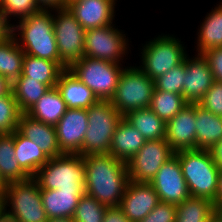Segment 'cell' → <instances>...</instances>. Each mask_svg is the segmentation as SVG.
Here are the masks:
<instances>
[{
	"mask_svg": "<svg viewBox=\"0 0 222 222\" xmlns=\"http://www.w3.org/2000/svg\"><path fill=\"white\" fill-rule=\"evenodd\" d=\"M56 88L68 109H88L98 101L92 90L72 75L68 69L60 74Z\"/></svg>",
	"mask_w": 222,
	"mask_h": 222,
	"instance_id": "obj_20",
	"label": "cell"
},
{
	"mask_svg": "<svg viewBox=\"0 0 222 222\" xmlns=\"http://www.w3.org/2000/svg\"><path fill=\"white\" fill-rule=\"evenodd\" d=\"M17 130L35 143L49 158L64 155L58 144L55 126L21 113Z\"/></svg>",
	"mask_w": 222,
	"mask_h": 222,
	"instance_id": "obj_19",
	"label": "cell"
},
{
	"mask_svg": "<svg viewBox=\"0 0 222 222\" xmlns=\"http://www.w3.org/2000/svg\"><path fill=\"white\" fill-rule=\"evenodd\" d=\"M174 155L175 151L165 139L146 140L127 163L129 179L137 183H150L160 167Z\"/></svg>",
	"mask_w": 222,
	"mask_h": 222,
	"instance_id": "obj_12",
	"label": "cell"
},
{
	"mask_svg": "<svg viewBox=\"0 0 222 222\" xmlns=\"http://www.w3.org/2000/svg\"><path fill=\"white\" fill-rule=\"evenodd\" d=\"M40 189L85 191L84 159L79 154L50 158L33 177Z\"/></svg>",
	"mask_w": 222,
	"mask_h": 222,
	"instance_id": "obj_5",
	"label": "cell"
},
{
	"mask_svg": "<svg viewBox=\"0 0 222 222\" xmlns=\"http://www.w3.org/2000/svg\"><path fill=\"white\" fill-rule=\"evenodd\" d=\"M116 0H78L67 8L87 31L113 24Z\"/></svg>",
	"mask_w": 222,
	"mask_h": 222,
	"instance_id": "obj_18",
	"label": "cell"
},
{
	"mask_svg": "<svg viewBox=\"0 0 222 222\" xmlns=\"http://www.w3.org/2000/svg\"><path fill=\"white\" fill-rule=\"evenodd\" d=\"M10 33V27L4 22L0 14V41Z\"/></svg>",
	"mask_w": 222,
	"mask_h": 222,
	"instance_id": "obj_45",
	"label": "cell"
},
{
	"mask_svg": "<svg viewBox=\"0 0 222 222\" xmlns=\"http://www.w3.org/2000/svg\"><path fill=\"white\" fill-rule=\"evenodd\" d=\"M107 206L84 193L78 201L73 219L75 222H103Z\"/></svg>",
	"mask_w": 222,
	"mask_h": 222,
	"instance_id": "obj_34",
	"label": "cell"
},
{
	"mask_svg": "<svg viewBox=\"0 0 222 222\" xmlns=\"http://www.w3.org/2000/svg\"><path fill=\"white\" fill-rule=\"evenodd\" d=\"M121 64L83 56L67 69L92 90L98 100L113 97L123 68Z\"/></svg>",
	"mask_w": 222,
	"mask_h": 222,
	"instance_id": "obj_7",
	"label": "cell"
},
{
	"mask_svg": "<svg viewBox=\"0 0 222 222\" xmlns=\"http://www.w3.org/2000/svg\"><path fill=\"white\" fill-rule=\"evenodd\" d=\"M196 149L209 150L222 139V117L195 104Z\"/></svg>",
	"mask_w": 222,
	"mask_h": 222,
	"instance_id": "obj_23",
	"label": "cell"
},
{
	"mask_svg": "<svg viewBox=\"0 0 222 222\" xmlns=\"http://www.w3.org/2000/svg\"><path fill=\"white\" fill-rule=\"evenodd\" d=\"M176 222H208L216 212L212 201L190 196L179 205H176Z\"/></svg>",
	"mask_w": 222,
	"mask_h": 222,
	"instance_id": "obj_32",
	"label": "cell"
},
{
	"mask_svg": "<svg viewBox=\"0 0 222 222\" xmlns=\"http://www.w3.org/2000/svg\"><path fill=\"white\" fill-rule=\"evenodd\" d=\"M38 6L42 10H55L60 8H66L65 0H36Z\"/></svg>",
	"mask_w": 222,
	"mask_h": 222,
	"instance_id": "obj_42",
	"label": "cell"
},
{
	"mask_svg": "<svg viewBox=\"0 0 222 222\" xmlns=\"http://www.w3.org/2000/svg\"><path fill=\"white\" fill-rule=\"evenodd\" d=\"M0 218L3 220V222H23L9 215H6L3 211L1 212Z\"/></svg>",
	"mask_w": 222,
	"mask_h": 222,
	"instance_id": "obj_47",
	"label": "cell"
},
{
	"mask_svg": "<svg viewBox=\"0 0 222 222\" xmlns=\"http://www.w3.org/2000/svg\"><path fill=\"white\" fill-rule=\"evenodd\" d=\"M20 115L13 92L0 96V134L17 130Z\"/></svg>",
	"mask_w": 222,
	"mask_h": 222,
	"instance_id": "obj_36",
	"label": "cell"
},
{
	"mask_svg": "<svg viewBox=\"0 0 222 222\" xmlns=\"http://www.w3.org/2000/svg\"><path fill=\"white\" fill-rule=\"evenodd\" d=\"M186 74V58L183 63L170 69L154 80V87L164 92L183 94L184 75Z\"/></svg>",
	"mask_w": 222,
	"mask_h": 222,
	"instance_id": "obj_37",
	"label": "cell"
},
{
	"mask_svg": "<svg viewBox=\"0 0 222 222\" xmlns=\"http://www.w3.org/2000/svg\"><path fill=\"white\" fill-rule=\"evenodd\" d=\"M208 222H222V219L215 212L214 215L208 220Z\"/></svg>",
	"mask_w": 222,
	"mask_h": 222,
	"instance_id": "obj_50",
	"label": "cell"
},
{
	"mask_svg": "<svg viewBox=\"0 0 222 222\" xmlns=\"http://www.w3.org/2000/svg\"><path fill=\"white\" fill-rule=\"evenodd\" d=\"M41 10L36 0H0V14L9 27L12 26L9 24L10 16H19L18 18L21 20Z\"/></svg>",
	"mask_w": 222,
	"mask_h": 222,
	"instance_id": "obj_35",
	"label": "cell"
},
{
	"mask_svg": "<svg viewBox=\"0 0 222 222\" xmlns=\"http://www.w3.org/2000/svg\"><path fill=\"white\" fill-rule=\"evenodd\" d=\"M202 55L207 60L214 79L222 82V47L206 50Z\"/></svg>",
	"mask_w": 222,
	"mask_h": 222,
	"instance_id": "obj_40",
	"label": "cell"
},
{
	"mask_svg": "<svg viewBox=\"0 0 222 222\" xmlns=\"http://www.w3.org/2000/svg\"><path fill=\"white\" fill-rule=\"evenodd\" d=\"M6 188H7V183L0 175V199L4 197Z\"/></svg>",
	"mask_w": 222,
	"mask_h": 222,
	"instance_id": "obj_48",
	"label": "cell"
},
{
	"mask_svg": "<svg viewBox=\"0 0 222 222\" xmlns=\"http://www.w3.org/2000/svg\"><path fill=\"white\" fill-rule=\"evenodd\" d=\"M74 1H78V0H65L66 7H67L70 3L74 2Z\"/></svg>",
	"mask_w": 222,
	"mask_h": 222,
	"instance_id": "obj_52",
	"label": "cell"
},
{
	"mask_svg": "<svg viewBox=\"0 0 222 222\" xmlns=\"http://www.w3.org/2000/svg\"><path fill=\"white\" fill-rule=\"evenodd\" d=\"M51 11L41 10L19 20V25H12L10 32L20 35L19 47L25 54L56 62L63 70L68 67L61 61L54 34V20ZM17 30V31H16ZM21 41V42H20Z\"/></svg>",
	"mask_w": 222,
	"mask_h": 222,
	"instance_id": "obj_2",
	"label": "cell"
},
{
	"mask_svg": "<svg viewBox=\"0 0 222 222\" xmlns=\"http://www.w3.org/2000/svg\"><path fill=\"white\" fill-rule=\"evenodd\" d=\"M54 34L61 61L69 67L84 56L86 30L66 8L55 9Z\"/></svg>",
	"mask_w": 222,
	"mask_h": 222,
	"instance_id": "obj_10",
	"label": "cell"
},
{
	"mask_svg": "<svg viewBox=\"0 0 222 222\" xmlns=\"http://www.w3.org/2000/svg\"><path fill=\"white\" fill-rule=\"evenodd\" d=\"M1 212H2V199H0V215H1Z\"/></svg>",
	"mask_w": 222,
	"mask_h": 222,
	"instance_id": "obj_53",
	"label": "cell"
},
{
	"mask_svg": "<svg viewBox=\"0 0 222 222\" xmlns=\"http://www.w3.org/2000/svg\"><path fill=\"white\" fill-rule=\"evenodd\" d=\"M117 29L111 24L87 30L84 56L121 64L119 62L126 56L129 41L126 40V35Z\"/></svg>",
	"mask_w": 222,
	"mask_h": 222,
	"instance_id": "obj_11",
	"label": "cell"
},
{
	"mask_svg": "<svg viewBox=\"0 0 222 222\" xmlns=\"http://www.w3.org/2000/svg\"><path fill=\"white\" fill-rule=\"evenodd\" d=\"M14 151L20 167L30 177H34L40 167L50 159L35 143L18 130L14 131Z\"/></svg>",
	"mask_w": 222,
	"mask_h": 222,
	"instance_id": "obj_25",
	"label": "cell"
},
{
	"mask_svg": "<svg viewBox=\"0 0 222 222\" xmlns=\"http://www.w3.org/2000/svg\"><path fill=\"white\" fill-rule=\"evenodd\" d=\"M48 222H75L71 217L48 219Z\"/></svg>",
	"mask_w": 222,
	"mask_h": 222,
	"instance_id": "obj_49",
	"label": "cell"
},
{
	"mask_svg": "<svg viewBox=\"0 0 222 222\" xmlns=\"http://www.w3.org/2000/svg\"><path fill=\"white\" fill-rule=\"evenodd\" d=\"M187 104L181 94L164 92L154 88L149 108L167 123Z\"/></svg>",
	"mask_w": 222,
	"mask_h": 222,
	"instance_id": "obj_33",
	"label": "cell"
},
{
	"mask_svg": "<svg viewBox=\"0 0 222 222\" xmlns=\"http://www.w3.org/2000/svg\"><path fill=\"white\" fill-rule=\"evenodd\" d=\"M55 128L61 151L64 154H78L88 128L87 109H67Z\"/></svg>",
	"mask_w": 222,
	"mask_h": 222,
	"instance_id": "obj_14",
	"label": "cell"
},
{
	"mask_svg": "<svg viewBox=\"0 0 222 222\" xmlns=\"http://www.w3.org/2000/svg\"><path fill=\"white\" fill-rule=\"evenodd\" d=\"M63 71L54 61L25 54L20 76H26L29 80H38L49 88H54Z\"/></svg>",
	"mask_w": 222,
	"mask_h": 222,
	"instance_id": "obj_28",
	"label": "cell"
},
{
	"mask_svg": "<svg viewBox=\"0 0 222 222\" xmlns=\"http://www.w3.org/2000/svg\"><path fill=\"white\" fill-rule=\"evenodd\" d=\"M214 163L222 171V139L209 149Z\"/></svg>",
	"mask_w": 222,
	"mask_h": 222,
	"instance_id": "obj_43",
	"label": "cell"
},
{
	"mask_svg": "<svg viewBox=\"0 0 222 222\" xmlns=\"http://www.w3.org/2000/svg\"><path fill=\"white\" fill-rule=\"evenodd\" d=\"M0 175L7 184L31 178L15 158L14 132L0 134Z\"/></svg>",
	"mask_w": 222,
	"mask_h": 222,
	"instance_id": "obj_29",
	"label": "cell"
},
{
	"mask_svg": "<svg viewBox=\"0 0 222 222\" xmlns=\"http://www.w3.org/2000/svg\"><path fill=\"white\" fill-rule=\"evenodd\" d=\"M198 104L216 116L222 117V82L215 80Z\"/></svg>",
	"mask_w": 222,
	"mask_h": 222,
	"instance_id": "obj_38",
	"label": "cell"
},
{
	"mask_svg": "<svg viewBox=\"0 0 222 222\" xmlns=\"http://www.w3.org/2000/svg\"><path fill=\"white\" fill-rule=\"evenodd\" d=\"M123 118L135 127L146 140H160L166 137V123L150 108L128 112Z\"/></svg>",
	"mask_w": 222,
	"mask_h": 222,
	"instance_id": "obj_27",
	"label": "cell"
},
{
	"mask_svg": "<svg viewBox=\"0 0 222 222\" xmlns=\"http://www.w3.org/2000/svg\"><path fill=\"white\" fill-rule=\"evenodd\" d=\"M43 207L48 219L73 218L78 201L85 191L40 189Z\"/></svg>",
	"mask_w": 222,
	"mask_h": 222,
	"instance_id": "obj_22",
	"label": "cell"
},
{
	"mask_svg": "<svg viewBox=\"0 0 222 222\" xmlns=\"http://www.w3.org/2000/svg\"><path fill=\"white\" fill-rule=\"evenodd\" d=\"M49 87L38 80L19 76L12 83V92L21 113H26L46 93Z\"/></svg>",
	"mask_w": 222,
	"mask_h": 222,
	"instance_id": "obj_31",
	"label": "cell"
},
{
	"mask_svg": "<svg viewBox=\"0 0 222 222\" xmlns=\"http://www.w3.org/2000/svg\"><path fill=\"white\" fill-rule=\"evenodd\" d=\"M142 65L139 67L153 81L170 69L183 63L189 55L181 40L172 36H158L142 47Z\"/></svg>",
	"mask_w": 222,
	"mask_h": 222,
	"instance_id": "obj_9",
	"label": "cell"
},
{
	"mask_svg": "<svg viewBox=\"0 0 222 222\" xmlns=\"http://www.w3.org/2000/svg\"><path fill=\"white\" fill-rule=\"evenodd\" d=\"M149 184L154 188L162 202L179 205L190 197L176 154L160 167Z\"/></svg>",
	"mask_w": 222,
	"mask_h": 222,
	"instance_id": "obj_13",
	"label": "cell"
},
{
	"mask_svg": "<svg viewBox=\"0 0 222 222\" xmlns=\"http://www.w3.org/2000/svg\"><path fill=\"white\" fill-rule=\"evenodd\" d=\"M103 222H130L118 207H107Z\"/></svg>",
	"mask_w": 222,
	"mask_h": 222,
	"instance_id": "obj_41",
	"label": "cell"
},
{
	"mask_svg": "<svg viewBox=\"0 0 222 222\" xmlns=\"http://www.w3.org/2000/svg\"><path fill=\"white\" fill-rule=\"evenodd\" d=\"M216 206V213L222 219V205H215Z\"/></svg>",
	"mask_w": 222,
	"mask_h": 222,
	"instance_id": "obj_51",
	"label": "cell"
},
{
	"mask_svg": "<svg viewBox=\"0 0 222 222\" xmlns=\"http://www.w3.org/2000/svg\"><path fill=\"white\" fill-rule=\"evenodd\" d=\"M88 128L79 155L110 153L114 132L123 116L109 100H98L87 109Z\"/></svg>",
	"mask_w": 222,
	"mask_h": 222,
	"instance_id": "obj_4",
	"label": "cell"
},
{
	"mask_svg": "<svg viewBox=\"0 0 222 222\" xmlns=\"http://www.w3.org/2000/svg\"><path fill=\"white\" fill-rule=\"evenodd\" d=\"M176 205L160 201L140 222H176Z\"/></svg>",
	"mask_w": 222,
	"mask_h": 222,
	"instance_id": "obj_39",
	"label": "cell"
},
{
	"mask_svg": "<svg viewBox=\"0 0 222 222\" xmlns=\"http://www.w3.org/2000/svg\"><path fill=\"white\" fill-rule=\"evenodd\" d=\"M215 81L207 60L202 54L189 59L186 57L183 98L187 103L198 104Z\"/></svg>",
	"mask_w": 222,
	"mask_h": 222,
	"instance_id": "obj_17",
	"label": "cell"
},
{
	"mask_svg": "<svg viewBox=\"0 0 222 222\" xmlns=\"http://www.w3.org/2000/svg\"><path fill=\"white\" fill-rule=\"evenodd\" d=\"M7 206L11 207V210L7 209ZM2 211L23 222H48L40 188L33 177L7 184L2 198Z\"/></svg>",
	"mask_w": 222,
	"mask_h": 222,
	"instance_id": "obj_6",
	"label": "cell"
},
{
	"mask_svg": "<svg viewBox=\"0 0 222 222\" xmlns=\"http://www.w3.org/2000/svg\"><path fill=\"white\" fill-rule=\"evenodd\" d=\"M154 88V81L139 67H126L110 102L124 116L137 109L149 108Z\"/></svg>",
	"mask_w": 222,
	"mask_h": 222,
	"instance_id": "obj_8",
	"label": "cell"
},
{
	"mask_svg": "<svg viewBox=\"0 0 222 222\" xmlns=\"http://www.w3.org/2000/svg\"><path fill=\"white\" fill-rule=\"evenodd\" d=\"M83 159L85 193L107 207L120 206L130 181L127 163L109 153L86 155Z\"/></svg>",
	"mask_w": 222,
	"mask_h": 222,
	"instance_id": "obj_1",
	"label": "cell"
},
{
	"mask_svg": "<svg viewBox=\"0 0 222 222\" xmlns=\"http://www.w3.org/2000/svg\"><path fill=\"white\" fill-rule=\"evenodd\" d=\"M198 32L197 52L222 47V2L208 13Z\"/></svg>",
	"mask_w": 222,
	"mask_h": 222,
	"instance_id": "obj_30",
	"label": "cell"
},
{
	"mask_svg": "<svg viewBox=\"0 0 222 222\" xmlns=\"http://www.w3.org/2000/svg\"><path fill=\"white\" fill-rule=\"evenodd\" d=\"M159 202L158 194L149 183L130 180L119 207L130 222H140Z\"/></svg>",
	"mask_w": 222,
	"mask_h": 222,
	"instance_id": "obj_15",
	"label": "cell"
},
{
	"mask_svg": "<svg viewBox=\"0 0 222 222\" xmlns=\"http://www.w3.org/2000/svg\"><path fill=\"white\" fill-rule=\"evenodd\" d=\"M67 109L59 90L54 87L49 88L26 114L45 124L55 126Z\"/></svg>",
	"mask_w": 222,
	"mask_h": 222,
	"instance_id": "obj_24",
	"label": "cell"
},
{
	"mask_svg": "<svg viewBox=\"0 0 222 222\" xmlns=\"http://www.w3.org/2000/svg\"><path fill=\"white\" fill-rule=\"evenodd\" d=\"M11 32L0 41V74L13 83L21 74L25 53Z\"/></svg>",
	"mask_w": 222,
	"mask_h": 222,
	"instance_id": "obj_26",
	"label": "cell"
},
{
	"mask_svg": "<svg viewBox=\"0 0 222 222\" xmlns=\"http://www.w3.org/2000/svg\"><path fill=\"white\" fill-rule=\"evenodd\" d=\"M195 104L188 103L166 123V142L177 152L196 149Z\"/></svg>",
	"mask_w": 222,
	"mask_h": 222,
	"instance_id": "obj_16",
	"label": "cell"
},
{
	"mask_svg": "<svg viewBox=\"0 0 222 222\" xmlns=\"http://www.w3.org/2000/svg\"><path fill=\"white\" fill-rule=\"evenodd\" d=\"M12 92V83L0 74V96H5Z\"/></svg>",
	"mask_w": 222,
	"mask_h": 222,
	"instance_id": "obj_44",
	"label": "cell"
},
{
	"mask_svg": "<svg viewBox=\"0 0 222 222\" xmlns=\"http://www.w3.org/2000/svg\"><path fill=\"white\" fill-rule=\"evenodd\" d=\"M192 197L216 200L220 170L209 150L190 149L175 152Z\"/></svg>",
	"mask_w": 222,
	"mask_h": 222,
	"instance_id": "obj_3",
	"label": "cell"
},
{
	"mask_svg": "<svg viewBox=\"0 0 222 222\" xmlns=\"http://www.w3.org/2000/svg\"><path fill=\"white\" fill-rule=\"evenodd\" d=\"M215 205H222V171L219 174L218 191L216 194Z\"/></svg>",
	"mask_w": 222,
	"mask_h": 222,
	"instance_id": "obj_46",
	"label": "cell"
},
{
	"mask_svg": "<svg viewBox=\"0 0 222 222\" xmlns=\"http://www.w3.org/2000/svg\"><path fill=\"white\" fill-rule=\"evenodd\" d=\"M146 139L142 134L124 118L118 124L113 134L110 153L125 163L143 147Z\"/></svg>",
	"mask_w": 222,
	"mask_h": 222,
	"instance_id": "obj_21",
	"label": "cell"
}]
</instances>
